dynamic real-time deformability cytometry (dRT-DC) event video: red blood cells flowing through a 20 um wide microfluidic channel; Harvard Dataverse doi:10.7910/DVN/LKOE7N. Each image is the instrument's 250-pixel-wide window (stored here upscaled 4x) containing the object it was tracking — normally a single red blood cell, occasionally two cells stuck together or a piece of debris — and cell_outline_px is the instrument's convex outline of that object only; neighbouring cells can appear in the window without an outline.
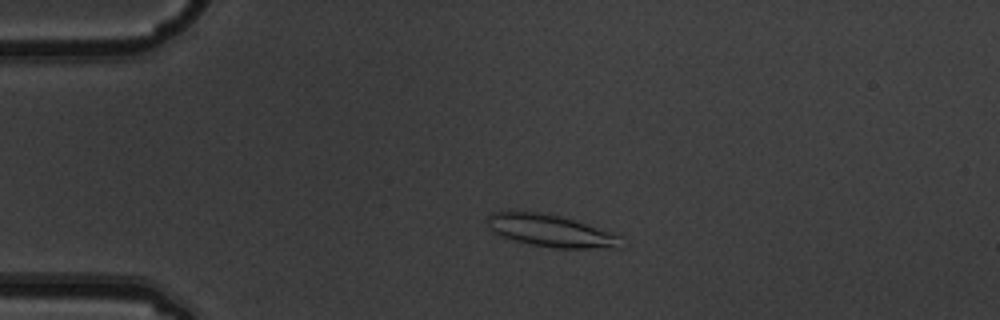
{"species": "common noctule bat (a hibernating species)", "species_latin": "Nyctalus noctula", "temperature_condition": "warm", "stored_images_in_passage": 3, "camera_frame_rate_fps": 3000, "um_per_image_px": 0.085, "animal": {"sex": "male", "body_mass_g": 19.5, "forearm_length_mm": 54.6}, "frame": {"image": 1, "passage_image": 2, "time_ms": 0.333, "image_size_px": [1000, 320], "cell_outline_px": [[620, 248], [556, 248], [528, 244], [504, 236], [488, 228], [484, 220], [492, 212], [536, 212], [560, 216], [620, 236]], "centroid_in_image_um": [46.75, 19.62], "position_along_channel_um": 38.3, "area_um2": 24.39}}